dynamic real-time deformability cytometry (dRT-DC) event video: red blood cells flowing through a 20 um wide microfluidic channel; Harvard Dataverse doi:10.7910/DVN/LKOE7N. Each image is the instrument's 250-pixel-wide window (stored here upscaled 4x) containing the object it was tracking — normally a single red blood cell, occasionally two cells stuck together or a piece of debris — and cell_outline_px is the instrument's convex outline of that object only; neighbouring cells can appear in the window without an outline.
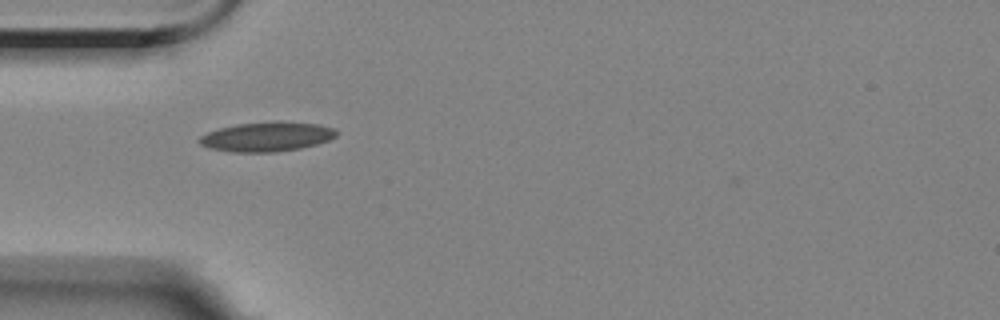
{"species": "Egyptian fruit bat (a non-hibernating species)", "species_latin": "Rousettus aegyptiacus", "temperature_condition": "room temperature", "stored_images_in_passage": 3, "camera_frame_rate_fps": 3000, "um_per_image_px": 0.085, "animal": {"sex": "female"}, "frame": {"image": 1, "passage_image": 2, "time_ms": 2.0, "image_size_px": [1000, 320], "cell_outline_px": [[340, 132], [336, 136], [328, 140], [316, 144], [300, 148], [276, 152], [228, 152], [208, 148], [200, 144], [196, 140], [200, 136], [208, 132], [220, 128], [236, 124], [276, 120], [280, 120], [320, 124], [336, 128]], "centroid_in_image_um": [22.69, 11.6], "position_along_channel_um": 62.3, "area_um2": 24.1}}
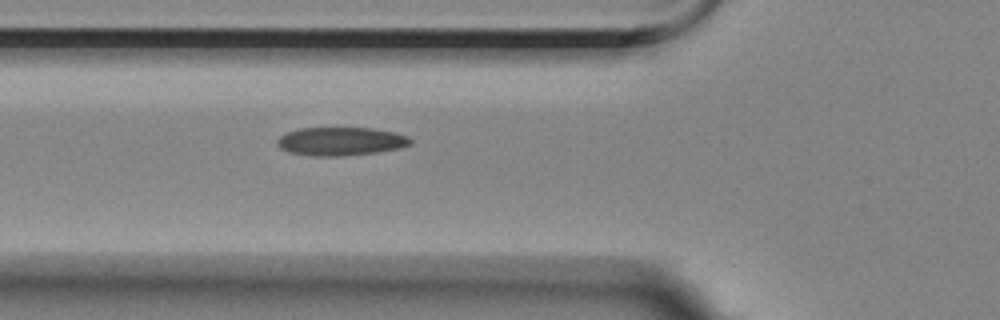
{"frame": {"image": 2, "passage_image": 3, "time_ms": 3.0, "image_size_px": [1000, 320], "cell_outline_px": [[412, 144], [400, 148], [376, 152], [340, 156], [312, 156], [292, 152], [280, 148], [276, 144], [276, 140], [284, 132], [300, 128], [372, 128], [396, 132], [408, 136], [412, 140]], "centroid_in_image_um": [28.97, 12.0], "position_along_channel_um": 96.8, "area_um2": 22.14}}